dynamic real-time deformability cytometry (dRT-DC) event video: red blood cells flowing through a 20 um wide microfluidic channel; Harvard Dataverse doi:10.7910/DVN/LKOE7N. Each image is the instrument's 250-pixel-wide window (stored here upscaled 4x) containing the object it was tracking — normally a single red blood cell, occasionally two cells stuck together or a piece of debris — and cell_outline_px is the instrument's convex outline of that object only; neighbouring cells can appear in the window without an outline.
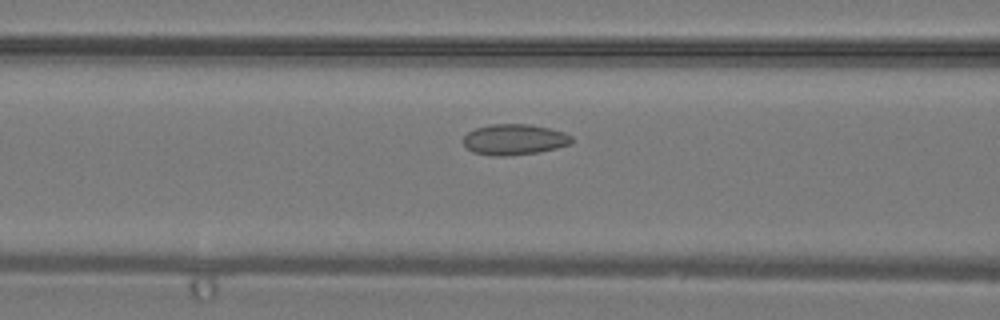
{"species": "common noctule bat (a hibernating species)", "species_latin": "Nyctalus noctula", "temperature_condition": "warm", "stored_images_in_passage": 28, "camera_frame_rate_fps": 3000, "um_per_image_px": 0.085, "animal": {"sex": "male", "body_mass_g": 19.2, "forearm_length_mm": 51.8}, "frame": {"image": 1, "passage_image": 5, "time_ms": 1.333, "image_size_px": [1000, 320], "cell_outline_px": [[572, 144], [540, 152], [504, 156], [492, 156], [472, 152], [464, 144], [464, 136], [468, 132], [476, 128], [492, 124], [528, 124], [548, 128], [564, 132], [572, 136]], "centroid_in_image_um": [43.73, 11.86], "position_along_channel_um": 122.9, "area_um2": 19.42}}
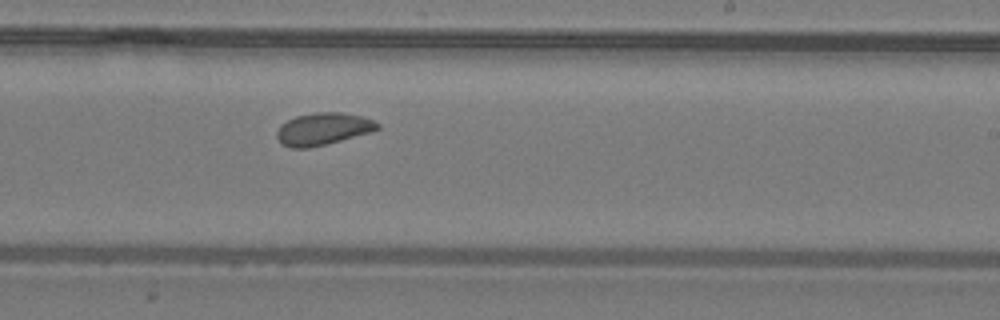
{"frame": {"image": 2, "passage_image": 13, "time_ms": 4.0, "image_size_px": [1000, 320], "cell_outline_px": [[380, 128], [372, 132], [308, 148], [292, 148], [280, 144], [276, 136], [276, 132], [280, 124], [296, 116], [316, 112], [344, 112], [360, 116], [372, 120], [380, 124]], "centroid_in_image_um": [27.43, 10.95], "position_along_channel_um": 261.6, "area_um2": 18.9}}
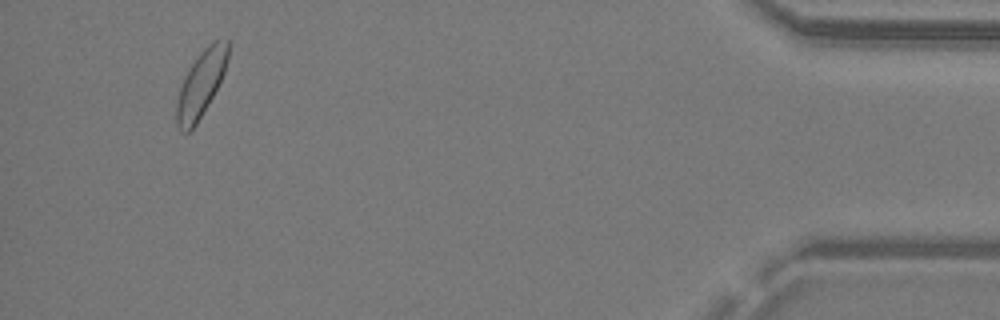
{"frame": {"image": 3, "passage_image": 26, "time_ms": 8.333, "image_size_px": [1000, 320], "cell_outline_px": [[228, 60], [224, 72], [212, 96], [196, 124], [188, 132], [180, 132], [176, 124], [176, 104], [180, 88], [184, 76], [200, 52], [212, 40], [228, 40]], "centroid_in_image_um": [17.06, 7.13], "position_along_channel_um": 418.1, "area_um2": 19.48}}